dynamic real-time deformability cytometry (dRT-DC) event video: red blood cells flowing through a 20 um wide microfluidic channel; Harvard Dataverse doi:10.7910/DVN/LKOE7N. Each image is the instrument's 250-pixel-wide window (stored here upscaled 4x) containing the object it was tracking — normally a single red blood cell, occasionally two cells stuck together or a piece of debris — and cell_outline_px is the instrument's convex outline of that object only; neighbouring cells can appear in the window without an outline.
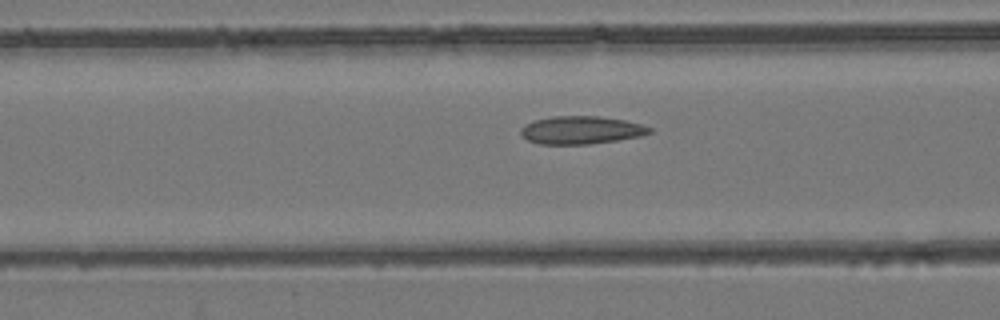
{"species": "common noctule bat (a hibernating species)", "species_latin": "Nyctalus noctula", "temperature_condition": "room temperature", "stored_images_in_passage": 48, "camera_frame_rate_fps": 3000, "um_per_image_px": 0.085, "animal": {"sex": "female", "body_mass_g": 24.6, "forearm_length_mm": 56.2}, "frame": {"image": 1, "passage_image": 22, "time_ms": 7.0, "image_size_px": [1000, 320], "cell_outline_px": [[652, 132], [640, 136], [616, 140], [588, 144], [540, 144], [528, 140], [520, 132], [520, 128], [524, 124], [536, 120], [552, 116], [600, 116], [624, 120], [644, 124], [652, 128]], "centroid_in_image_um": [49.41, 11.05], "position_along_channel_um": 117.2, "area_um2": 20.92}}
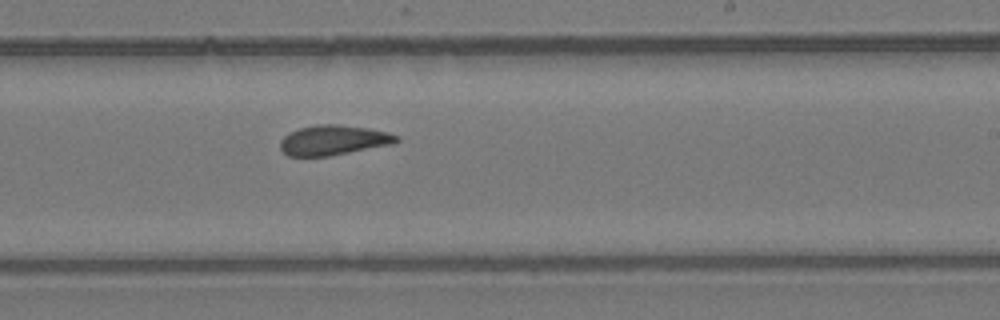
{"frame": {"image": 2, "passage_image": 33, "time_ms": 10.667, "image_size_px": [1000, 320], "cell_outline_px": [[400, 140], [396, 144], [328, 156], [288, 156], [280, 148], [280, 140], [288, 132], [300, 128], [316, 124], [336, 124], [364, 128], [388, 132], [400, 136]], "centroid_in_image_um": [28.36, 11.92], "position_along_channel_um": 260.6, "area_um2": 20.4}}
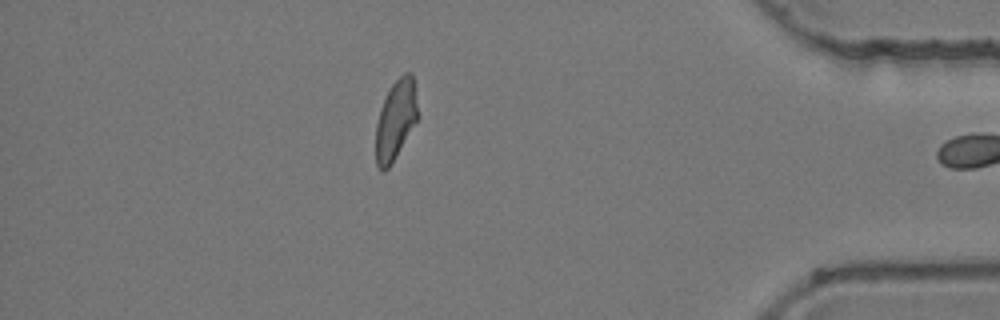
{"frame": {"image": 3, "passage_image": 47, "time_ms": 15.333, "image_size_px": [1000, 320], "cell_outline_px": [[420, 116], [392, 164], [384, 172], [380, 172], [376, 164], [376, 124], [380, 108], [392, 84], [404, 72], [412, 72]], "centroid_in_image_um": [33.65, 10.22], "position_along_channel_um": 401.5, "area_um2": 19.83}, "authors_computed_cell_mechanics": {"area_um2": 21.0103, "velocity_mm_per_s": 3.9169, "shape_relaxation_time_tau1_ms": null, "shape_relaxation_time_tau2_ms": 2.3321, "deformation_change_tau1": null, "deformation_change_tau2": 0.0801}}